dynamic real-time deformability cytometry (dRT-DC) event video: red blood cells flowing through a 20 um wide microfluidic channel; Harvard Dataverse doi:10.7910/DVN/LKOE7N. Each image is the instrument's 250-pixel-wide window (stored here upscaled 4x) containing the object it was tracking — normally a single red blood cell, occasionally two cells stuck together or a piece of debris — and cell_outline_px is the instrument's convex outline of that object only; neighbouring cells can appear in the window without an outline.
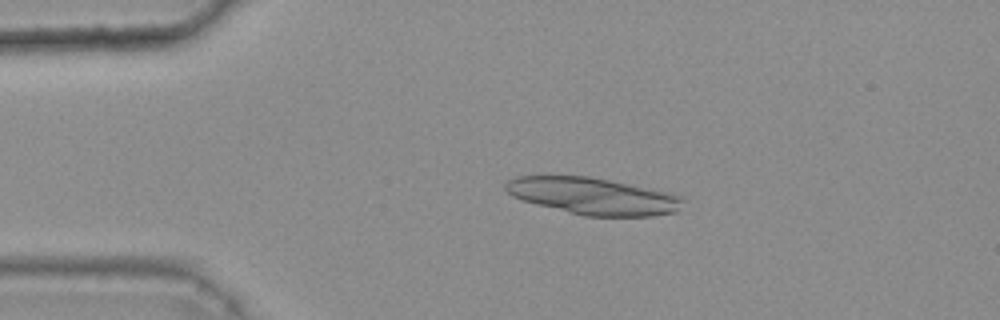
{"species": "common noctule bat (a hibernating species)", "species_latin": "Nyctalus noctula", "temperature_condition": "warm", "stored_images_in_passage": 25, "camera_frame_rate_fps": 3000, "um_per_image_px": 0.085, "animal": {"sex": "female", "body_mass_g": 25.1}, "frame": {"image": 1, "passage_image": 10, "time_ms": 3.0, "image_size_px": [1000, 320], "cell_outline_px": [[684, 200], [676, 212], [652, 216], [584, 216], [568, 212], [524, 200], [512, 196], [504, 188], [504, 184], [508, 180], [516, 176], [588, 176], [668, 192], [680, 196]], "centroid_in_image_um": [50.4, 16.67], "position_along_channel_um": 34.6, "area_um2": 37.63}}